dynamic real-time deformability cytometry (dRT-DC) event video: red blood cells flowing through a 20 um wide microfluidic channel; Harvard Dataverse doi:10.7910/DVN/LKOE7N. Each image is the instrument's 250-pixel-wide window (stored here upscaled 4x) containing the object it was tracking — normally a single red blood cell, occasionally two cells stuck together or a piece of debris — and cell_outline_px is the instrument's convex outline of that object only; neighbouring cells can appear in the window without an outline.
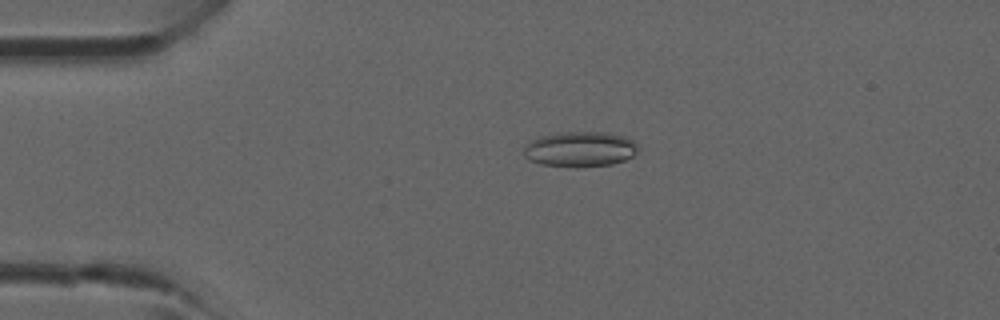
{"species": "common noctule bat (a hibernating species)", "species_latin": "Nyctalus noctula", "temperature_condition": "room temperature", "stored_images_in_passage": 2, "camera_frame_rate_fps": 3000, "um_per_image_px": 0.085, "animal": {"sex": "male", "forearm_length_mm": 52.5}, "frame": {"image": 1, "passage_image": 2, "time_ms": 2.667, "image_size_px": [1000, 320], "cell_outline_px": [[640, 148], [632, 156], [624, 160], [612, 164], [576, 168], [540, 164], [528, 160], [524, 156], [524, 144], [528, 140], [540, 136], [556, 132], [608, 132], [624, 136], [632, 140]], "centroid_in_image_um": [49.26, 12.68], "position_along_channel_um": 35.7, "area_um2": 23.99}}